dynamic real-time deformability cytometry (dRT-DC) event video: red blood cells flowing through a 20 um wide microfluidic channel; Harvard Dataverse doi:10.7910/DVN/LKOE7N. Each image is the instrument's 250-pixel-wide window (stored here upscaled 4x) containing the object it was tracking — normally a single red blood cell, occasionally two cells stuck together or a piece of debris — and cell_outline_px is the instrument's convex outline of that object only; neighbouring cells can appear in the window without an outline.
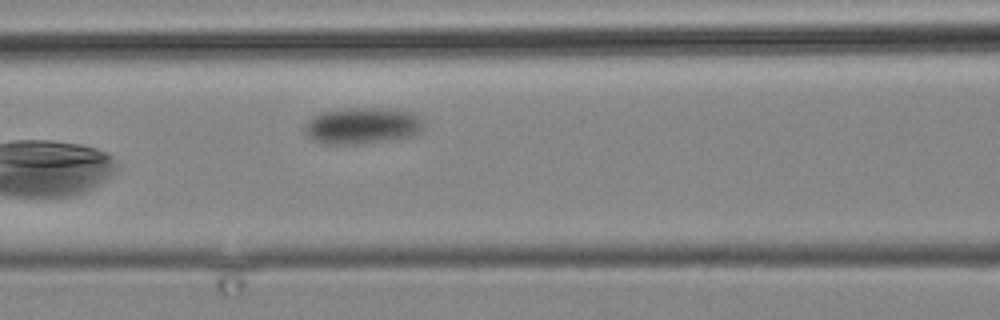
{"species": "common noctule bat (a hibernating species)", "species_latin": "Nyctalus noctula", "temperature_condition": "cold", "stored_images_in_passage": 4, "camera_frame_rate_fps": 3000, "um_per_image_px": 0.085, "animal": {"sex": "male", "body_mass_g": 19.2, "forearm_length_mm": 51.8}, "frame": {"image": 1, "passage_image": 4, "time_ms": 4.667, "image_size_px": [1000, 320], "cell_outline_px": [[424, 128], [416, 136], [396, 140], [356, 144], [324, 144], [312, 140], [304, 132], [304, 124], [312, 116], [320, 112], [348, 108], [396, 108], [416, 112], [420, 116], [424, 124]], "centroid_in_image_um": [30.86, 10.68], "position_along_channel_um": 135.7, "area_um2": 26.18}}